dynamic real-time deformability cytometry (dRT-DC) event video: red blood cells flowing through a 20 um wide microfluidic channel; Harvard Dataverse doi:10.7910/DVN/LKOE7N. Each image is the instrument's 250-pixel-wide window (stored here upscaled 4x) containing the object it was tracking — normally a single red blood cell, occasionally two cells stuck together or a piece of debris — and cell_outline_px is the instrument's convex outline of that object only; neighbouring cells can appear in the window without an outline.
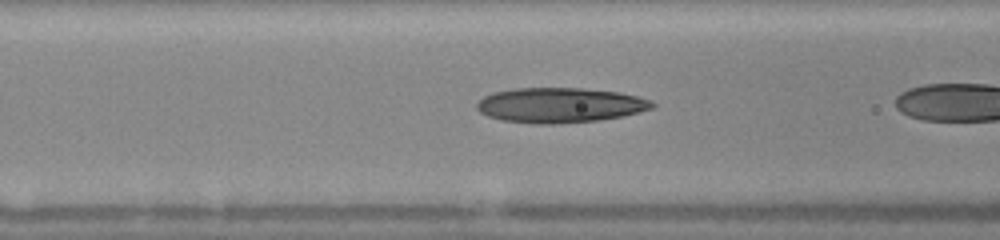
{"species": "human", "species_latin": "Homo sapiens", "temperature_condition": "warm", "stored_images_in_passage": 16, "camera_frame_rate_fps": 3000, "um_per_image_px": 0.085, "donor": {"sex": "female"}, "frame": {"image": 1, "passage_image": 7, "time_ms": 1.333, "image_size_px": [1000, 240], "cell_outline_px": [[656, 104], [652, 108], [640, 112], [624, 116], [596, 120], [556, 124], [540, 124], [500, 120], [488, 116], [480, 112], [476, 108], [476, 104], [484, 96], [496, 92], [516, 88], [584, 88], [620, 92], [636, 96], [648, 100]], "centroid_in_image_um": [47.59, 8.94], "position_along_channel_um": 119.0, "area_um2": 35.66}}